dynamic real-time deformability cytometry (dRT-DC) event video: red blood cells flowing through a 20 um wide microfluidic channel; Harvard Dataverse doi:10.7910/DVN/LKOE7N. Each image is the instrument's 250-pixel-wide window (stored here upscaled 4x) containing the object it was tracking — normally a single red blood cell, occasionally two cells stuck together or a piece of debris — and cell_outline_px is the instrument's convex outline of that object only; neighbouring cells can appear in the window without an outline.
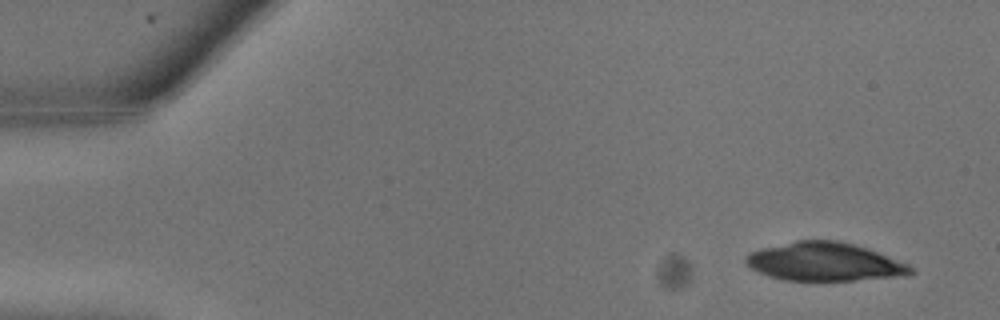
{"species": "common noctule bat (a hibernating species)", "species_latin": "Nyctalus noctula", "temperature_condition": "warm", "stored_images_in_passage": 6, "camera_frame_rate_fps": 3000, "um_per_image_px": 0.085, "animal": {"sex": "male", "body_mass_g": 13.3}, "frame": {"image": 1, "passage_image": 1, "time_ms": 0.0, "image_size_px": [1000, 320], "cell_outline_px": [[912, 272], [904, 276], [852, 280], [784, 280], [768, 276], [752, 268], [744, 260], [752, 252], [764, 248], [796, 240], [840, 240], [868, 248], [908, 264], [912, 268]], "centroid_in_image_um": [70.11, 22.24], "position_along_channel_um": 14.9, "area_um2": 36.47}}